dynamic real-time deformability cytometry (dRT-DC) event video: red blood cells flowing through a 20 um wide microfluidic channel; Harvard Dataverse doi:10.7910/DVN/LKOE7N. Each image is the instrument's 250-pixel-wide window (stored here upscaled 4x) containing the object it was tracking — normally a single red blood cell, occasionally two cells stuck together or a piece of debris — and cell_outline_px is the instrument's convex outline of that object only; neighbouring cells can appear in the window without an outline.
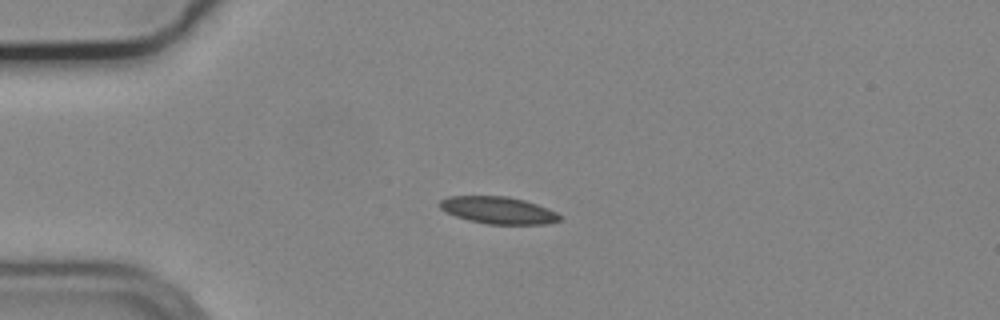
{"species": "common noctule bat (a hibernating species)", "species_latin": "Nyctalus noctula", "temperature_condition": "cold", "stored_images_in_passage": 47, "camera_frame_rate_fps": 3000, "um_per_image_px": 0.085, "animal": {"sex": "male", "body_mass_g": 19.2, "forearm_length_mm": 51.8}, "frame": {"image": 1, "passage_image": 14, "time_ms": 4.333, "image_size_px": [1000, 320], "cell_outline_px": [[560, 220], [548, 224], [488, 224], [468, 220], [456, 216], [440, 208], [440, 200], [448, 196], [508, 196], [524, 200], [548, 208], [556, 212], [560, 216]], "centroid_in_image_um": [42.36, 17.87], "position_along_channel_um": 42.6, "area_um2": 18.84}}
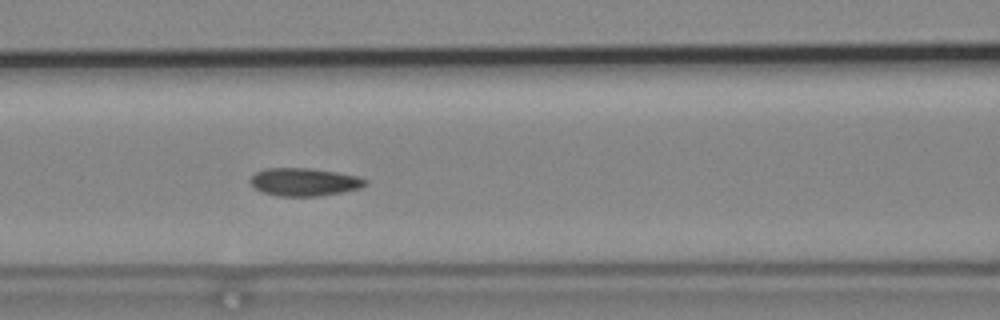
{"frame": {"image": 2, "passage_image": 24, "time_ms": 7.667, "image_size_px": [1000, 320], "cell_outline_px": [[368, 184], [360, 188], [340, 192], [316, 196], [280, 196], [260, 192], [252, 184], [252, 176], [256, 172], [264, 168], [312, 168], [360, 176], [368, 180]], "centroid_in_image_um": [25.9, 15.46], "position_along_channel_um": 140.7, "area_um2": 18.67}}
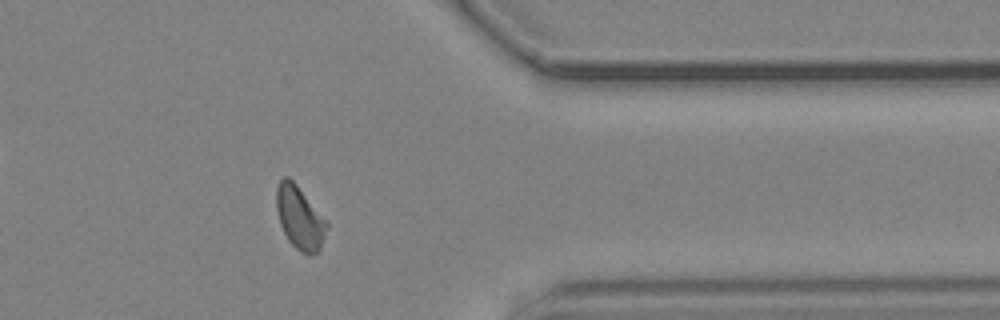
{"frame": {"image": 3, "passage_image": 45, "time_ms": 14.667, "image_size_px": [1000, 320], "cell_outline_px": [[328, 224], [320, 248], [316, 252], [308, 256], [300, 252], [288, 240], [280, 224], [276, 208], [276, 188], [280, 180], [284, 176], [288, 176], [296, 184], [328, 220]], "centroid_in_image_um": [25.47, 18.49], "position_along_channel_um": 385.9, "area_um2": 18.55}, "authors_computed_cell_mechanics": {"area_um2": 18.4382, "velocity_mm_per_s": 3.7086, "shape_relaxation_time_tau1_ms": null, "shape_relaxation_time_tau2_ms": 5.3974, "deformation_change_tau1": null, "deformation_change_tau2": 0.0786}}